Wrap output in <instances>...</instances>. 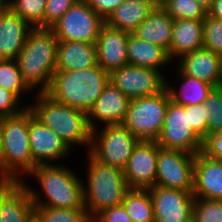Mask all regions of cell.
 <instances>
[{
    "mask_svg": "<svg viewBox=\"0 0 222 222\" xmlns=\"http://www.w3.org/2000/svg\"><path fill=\"white\" fill-rule=\"evenodd\" d=\"M192 193L194 198L222 200V160L196 153Z\"/></svg>",
    "mask_w": 222,
    "mask_h": 222,
    "instance_id": "cell-19",
    "label": "cell"
},
{
    "mask_svg": "<svg viewBox=\"0 0 222 222\" xmlns=\"http://www.w3.org/2000/svg\"><path fill=\"white\" fill-rule=\"evenodd\" d=\"M35 212L44 222H92L85 207L51 208L35 206Z\"/></svg>",
    "mask_w": 222,
    "mask_h": 222,
    "instance_id": "cell-30",
    "label": "cell"
},
{
    "mask_svg": "<svg viewBox=\"0 0 222 222\" xmlns=\"http://www.w3.org/2000/svg\"><path fill=\"white\" fill-rule=\"evenodd\" d=\"M139 141L123 124L108 125L92 131L89 153L102 164L124 170Z\"/></svg>",
    "mask_w": 222,
    "mask_h": 222,
    "instance_id": "cell-8",
    "label": "cell"
},
{
    "mask_svg": "<svg viewBox=\"0 0 222 222\" xmlns=\"http://www.w3.org/2000/svg\"><path fill=\"white\" fill-rule=\"evenodd\" d=\"M185 111H188L189 124L192 129L204 139L207 136V118L209 116L205 104L184 105Z\"/></svg>",
    "mask_w": 222,
    "mask_h": 222,
    "instance_id": "cell-36",
    "label": "cell"
},
{
    "mask_svg": "<svg viewBox=\"0 0 222 222\" xmlns=\"http://www.w3.org/2000/svg\"><path fill=\"white\" fill-rule=\"evenodd\" d=\"M87 180L83 184V201L86 212L92 220L104 209L120 205L130 189L123 170L102 164L88 151Z\"/></svg>",
    "mask_w": 222,
    "mask_h": 222,
    "instance_id": "cell-6",
    "label": "cell"
},
{
    "mask_svg": "<svg viewBox=\"0 0 222 222\" xmlns=\"http://www.w3.org/2000/svg\"><path fill=\"white\" fill-rule=\"evenodd\" d=\"M33 27L11 9L0 11V60L16 59Z\"/></svg>",
    "mask_w": 222,
    "mask_h": 222,
    "instance_id": "cell-21",
    "label": "cell"
},
{
    "mask_svg": "<svg viewBox=\"0 0 222 222\" xmlns=\"http://www.w3.org/2000/svg\"><path fill=\"white\" fill-rule=\"evenodd\" d=\"M92 222H132L122 204L113 206L99 212Z\"/></svg>",
    "mask_w": 222,
    "mask_h": 222,
    "instance_id": "cell-40",
    "label": "cell"
},
{
    "mask_svg": "<svg viewBox=\"0 0 222 222\" xmlns=\"http://www.w3.org/2000/svg\"><path fill=\"white\" fill-rule=\"evenodd\" d=\"M27 222H44L43 219L34 211Z\"/></svg>",
    "mask_w": 222,
    "mask_h": 222,
    "instance_id": "cell-45",
    "label": "cell"
},
{
    "mask_svg": "<svg viewBox=\"0 0 222 222\" xmlns=\"http://www.w3.org/2000/svg\"><path fill=\"white\" fill-rule=\"evenodd\" d=\"M128 64L139 67H147L162 70L169 63H173L168 55V51L163 47L139 39L129 33L127 40Z\"/></svg>",
    "mask_w": 222,
    "mask_h": 222,
    "instance_id": "cell-25",
    "label": "cell"
},
{
    "mask_svg": "<svg viewBox=\"0 0 222 222\" xmlns=\"http://www.w3.org/2000/svg\"><path fill=\"white\" fill-rule=\"evenodd\" d=\"M148 192L155 222H190L193 219L192 191L154 185Z\"/></svg>",
    "mask_w": 222,
    "mask_h": 222,
    "instance_id": "cell-13",
    "label": "cell"
},
{
    "mask_svg": "<svg viewBox=\"0 0 222 222\" xmlns=\"http://www.w3.org/2000/svg\"><path fill=\"white\" fill-rule=\"evenodd\" d=\"M156 142L165 149H177L196 154L202 150L203 139L189 124L188 111L170 99L163 128Z\"/></svg>",
    "mask_w": 222,
    "mask_h": 222,
    "instance_id": "cell-10",
    "label": "cell"
},
{
    "mask_svg": "<svg viewBox=\"0 0 222 222\" xmlns=\"http://www.w3.org/2000/svg\"><path fill=\"white\" fill-rule=\"evenodd\" d=\"M98 65L95 43L59 41L56 71L86 70Z\"/></svg>",
    "mask_w": 222,
    "mask_h": 222,
    "instance_id": "cell-23",
    "label": "cell"
},
{
    "mask_svg": "<svg viewBox=\"0 0 222 222\" xmlns=\"http://www.w3.org/2000/svg\"><path fill=\"white\" fill-rule=\"evenodd\" d=\"M155 8L147 0H124L105 20L112 28L133 32Z\"/></svg>",
    "mask_w": 222,
    "mask_h": 222,
    "instance_id": "cell-26",
    "label": "cell"
},
{
    "mask_svg": "<svg viewBox=\"0 0 222 222\" xmlns=\"http://www.w3.org/2000/svg\"><path fill=\"white\" fill-rule=\"evenodd\" d=\"M22 102V99H20L15 93L0 87V117L21 113L28 107V105H24L25 102L23 104Z\"/></svg>",
    "mask_w": 222,
    "mask_h": 222,
    "instance_id": "cell-37",
    "label": "cell"
},
{
    "mask_svg": "<svg viewBox=\"0 0 222 222\" xmlns=\"http://www.w3.org/2000/svg\"><path fill=\"white\" fill-rule=\"evenodd\" d=\"M29 146L35 167L58 164L59 159L62 161V158L72 154L68 145L53 130L37 119L30 108Z\"/></svg>",
    "mask_w": 222,
    "mask_h": 222,
    "instance_id": "cell-14",
    "label": "cell"
},
{
    "mask_svg": "<svg viewBox=\"0 0 222 222\" xmlns=\"http://www.w3.org/2000/svg\"><path fill=\"white\" fill-rule=\"evenodd\" d=\"M195 222H222V200L194 198Z\"/></svg>",
    "mask_w": 222,
    "mask_h": 222,
    "instance_id": "cell-33",
    "label": "cell"
},
{
    "mask_svg": "<svg viewBox=\"0 0 222 222\" xmlns=\"http://www.w3.org/2000/svg\"><path fill=\"white\" fill-rule=\"evenodd\" d=\"M1 132H0V177H2V143H1Z\"/></svg>",
    "mask_w": 222,
    "mask_h": 222,
    "instance_id": "cell-46",
    "label": "cell"
},
{
    "mask_svg": "<svg viewBox=\"0 0 222 222\" xmlns=\"http://www.w3.org/2000/svg\"><path fill=\"white\" fill-rule=\"evenodd\" d=\"M130 101V98L108 82L93 107L87 113L90 129L93 131L96 128H100L99 126L102 124L103 127L122 124Z\"/></svg>",
    "mask_w": 222,
    "mask_h": 222,
    "instance_id": "cell-16",
    "label": "cell"
},
{
    "mask_svg": "<svg viewBox=\"0 0 222 222\" xmlns=\"http://www.w3.org/2000/svg\"><path fill=\"white\" fill-rule=\"evenodd\" d=\"M175 63L178 64L175 66L188 76L214 87L222 86V57L213 51L198 49L181 56Z\"/></svg>",
    "mask_w": 222,
    "mask_h": 222,
    "instance_id": "cell-17",
    "label": "cell"
},
{
    "mask_svg": "<svg viewBox=\"0 0 222 222\" xmlns=\"http://www.w3.org/2000/svg\"><path fill=\"white\" fill-rule=\"evenodd\" d=\"M169 100L166 88L154 95L131 99L122 124L139 140L156 141L163 128Z\"/></svg>",
    "mask_w": 222,
    "mask_h": 222,
    "instance_id": "cell-7",
    "label": "cell"
},
{
    "mask_svg": "<svg viewBox=\"0 0 222 222\" xmlns=\"http://www.w3.org/2000/svg\"><path fill=\"white\" fill-rule=\"evenodd\" d=\"M132 222H155L152 200L148 189L130 188L121 203Z\"/></svg>",
    "mask_w": 222,
    "mask_h": 222,
    "instance_id": "cell-28",
    "label": "cell"
},
{
    "mask_svg": "<svg viewBox=\"0 0 222 222\" xmlns=\"http://www.w3.org/2000/svg\"><path fill=\"white\" fill-rule=\"evenodd\" d=\"M9 181L5 178L0 177V190L8 183Z\"/></svg>",
    "mask_w": 222,
    "mask_h": 222,
    "instance_id": "cell-48",
    "label": "cell"
},
{
    "mask_svg": "<svg viewBox=\"0 0 222 222\" xmlns=\"http://www.w3.org/2000/svg\"><path fill=\"white\" fill-rule=\"evenodd\" d=\"M58 42L50 28H33L15 59L23 81L36 93L50 88L56 71Z\"/></svg>",
    "mask_w": 222,
    "mask_h": 222,
    "instance_id": "cell-1",
    "label": "cell"
},
{
    "mask_svg": "<svg viewBox=\"0 0 222 222\" xmlns=\"http://www.w3.org/2000/svg\"><path fill=\"white\" fill-rule=\"evenodd\" d=\"M162 7L175 19H205L207 11L195 0H166Z\"/></svg>",
    "mask_w": 222,
    "mask_h": 222,
    "instance_id": "cell-32",
    "label": "cell"
},
{
    "mask_svg": "<svg viewBox=\"0 0 222 222\" xmlns=\"http://www.w3.org/2000/svg\"><path fill=\"white\" fill-rule=\"evenodd\" d=\"M2 178L22 182L34 169L29 146V107L21 113L0 117Z\"/></svg>",
    "mask_w": 222,
    "mask_h": 222,
    "instance_id": "cell-5",
    "label": "cell"
},
{
    "mask_svg": "<svg viewBox=\"0 0 222 222\" xmlns=\"http://www.w3.org/2000/svg\"><path fill=\"white\" fill-rule=\"evenodd\" d=\"M35 205L25 182L9 181L0 190V222H27Z\"/></svg>",
    "mask_w": 222,
    "mask_h": 222,
    "instance_id": "cell-20",
    "label": "cell"
},
{
    "mask_svg": "<svg viewBox=\"0 0 222 222\" xmlns=\"http://www.w3.org/2000/svg\"><path fill=\"white\" fill-rule=\"evenodd\" d=\"M46 0H13L11 10L33 28H44Z\"/></svg>",
    "mask_w": 222,
    "mask_h": 222,
    "instance_id": "cell-31",
    "label": "cell"
},
{
    "mask_svg": "<svg viewBox=\"0 0 222 222\" xmlns=\"http://www.w3.org/2000/svg\"><path fill=\"white\" fill-rule=\"evenodd\" d=\"M13 0H0V11H6L11 9Z\"/></svg>",
    "mask_w": 222,
    "mask_h": 222,
    "instance_id": "cell-43",
    "label": "cell"
},
{
    "mask_svg": "<svg viewBox=\"0 0 222 222\" xmlns=\"http://www.w3.org/2000/svg\"><path fill=\"white\" fill-rule=\"evenodd\" d=\"M199 3L206 11H208L211 7L213 0H195Z\"/></svg>",
    "mask_w": 222,
    "mask_h": 222,
    "instance_id": "cell-44",
    "label": "cell"
},
{
    "mask_svg": "<svg viewBox=\"0 0 222 222\" xmlns=\"http://www.w3.org/2000/svg\"><path fill=\"white\" fill-rule=\"evenodd\" d=\"M105 20L85 1L78 0L50 29L58 41L96 43Z\"/></svg>",
    "mask_w": 222,
    "mask_h": 222,
    "instance_id": "cell-9",
    "label": "cell"
},
{
    "mask_svg": "<svg viewBox=\"0 0 222 222\" xmlns=\"http://www.w3.org/2000/svg\"><path fill=\"white\" fill-rule=\"evenodd\" d=\"M196 154L158 145L155 185L193 191L194 160Z\"/></svg>",
    "mask_w": 222,
    "mask_h": 222,
    "instance_id": "cell-12",
    "label": "cell"
},
{
    "mask_svg": "<svg viewBox=\"0 0 222 222\" xmlns=\"http://www.w3.org/2000/svg\"><path fill=\"white\" fill-rule=\"evenodd\" d=\"M104 20L124 1V0H85Z\"/></svg>",
    "mask_w": 222,
    "mask_h": 222,
    "instance_id": "cell-41",
    "label": "cell"
},
{
    "mask_svg": "<svg viewBox=\"0 0 222 222\" xmlns=\"http://www.w3.org/2000/svg\"><path fill=\"white\" fill-rule=\"evenodd\" d=\"M129 33L109 27L106 23L101 27L95 44L98 65L106 72L110 73L128 64L127 40Z\"/></svg>",
    "mask_w": 222,
    "mask_h": 222,
    "instance_id": "cell-18",
    "label": "cell"
},
{
    "mask_svg": "<svg viewBox=\"0 0 222 222\" xmlns=\"http://www.w3.org/2000/svg\"><path fill=\"white\" fill-rule=\"evenodd\" d=\"M28 175L35 177L41 187L39 193V191L31 189L27 183L25 184L35 206L51 208L85 207L83 201L84 181L66 165H38ZM43 195L44 199L42 198Z\"/></svg>",
    "mask_w": 222,
    "mask_h": 222,
    "instance_id": "cell-2",
    "label": "cell"
},
{
    "mask_svg": "<svg viewBox=\"0 0 222 222\" xmlns=\"http://www.w3.org/2000/svg\"><path fill=\"white\" fill-rule=\"evenodd\" d=\"M108 82L109 73L100 65L86 70L55 71L45 93L58 103L88 113Z\"/></svg>",
    "mask_w": 222,
    "mask_h": 222,
    "instance_id": "cell-3",
    "label": "cell"
},
{
    "mask_svg": "<svg viewBox=\"0 0 222 222\" xmlns=\"http://www.w3.org/2000/svg\"><path fill=\"white\" fill-rule=\"evenodd\" d=\"M155 6H162L166 0H147Z\"/></svg>",
    "mask_w": 222,
    "mask_h": 222,
    "instance_id": "cell-47",
    "label": "cell"
},
{
    "mask_svg": "<svg viewBox=\"0 0 222 222\" xmlns=\"http://www.w3.org/2000/svg\"><path fill=\"white\" fill-rule=\"evenodd\" d=\"M78 0H46L44 28H50Z\"/></svg>",
    "mask_w": 222,
    "mask_h": 222,
    "instance_id": "cell-38",
    "label": "cell"
},
{
    "mask_svg": "<svg viewBox=\"0 0 222 222\" xmlns=\"http://www.w3.org/2000/svg\"><path fill=\"white\" fill-rule=\"evenodd\" d=\"M203 48L222 57V21L208 15L203 19Z\"/></svg>",
    "mask_w": 222,
    "mask_h": 222,
    "instance_id": "cell-35",
    "label": "cell"
},
{
    "mask_svg": "<svg viewBox=\"0 0 222 222\" xmlns=\"http://www.w3.org/2000/svg\"><path fill=\"white\" fill-rule=\"evenodd\" d=\"M201 152L212 159L222 160V130L210 133L203 139Z\"/></svg>",
    "mask_w": 222,
    "mask_h": 222,
    "instance_id": "cell-39",
    "label": "cell"
},
{
    "mask_svg": "<svg viewBox=\"0 0 222 222\" xmlns=\"http://www.w3.org/2000/svg\"><path fill=\"white\" fill-rule=\"evenodd\" d=\"M202 48L203 19H175L168 51L170 60L175 62V59Z\"/></svg>",
    "mask_w": 222,
    "mask_h": 222,
    "instance_id": "cell-22",
    "label": "cell"
},
{
    "mask_svg": "<svg viewBox=\"0 0 222 222\" xmlns=\"http://www.w3.org/2000/svg\"><path fill=\"white\" fill-rule=\"evenodd\" d=\"M35 103L28 105L34 116L53 130L72 150L74 145L91 146L92 130L87 113L54 101L44 93L35 95Z\"/></svg>",
    "mask_w": 222,
    "mask_h": 222,
    "instance_id": "cell-4",
    "label": "cell"
},
{
    "mask_svg": "<svg viewBox=\"0 0 222 222\" xmlns=\"http://www.w3.org/2000/svg\"><path fill=\"white\" fill-rule=\"evenodd\" d=\"M158 144L140 140L123 170L127 185L132 189H148L155 185Z\"/></svg>",
    "mask_w": 222,
    "mask_h": 222,
    "instance_id": "cell-15",
    "label": "cell"
},
{
    "mask_svg": "<svg viewBox=\"0 0 222 222\" xmlns=\"http://www.w3.org/2000/svg\"><path fill=\"white\" fill-rule=\"evenodd\" d=\"M207 15L222 21V0H213Z\"/></svg>",
    "mask_w": 222,
    "mask_h": 222,
    "instance_id": "cell-42",
    "label": "cell"
},
{
    "mask_svg": "<svg viewBox=\"0 0 222 222\" xmlns=\"http://www.w3.org/2000/svg\"><path fill=\"white\" fill-rule=\"evenodd\" d=\"M0 87L12 91L20 99L24 92V95L33 93L23 81L17 61L14 59L0 60Z\"/></svg>",
    "mask_w": 222,
    "mask_h": 222,
    "instance_id": "cell-29",
    "label": "cell"
},
{
    "mask_svg": "<svg viewBox=\"0 0 222 222\" xmlns=\"http://www.w3.org/2000/svg\"><path fill=\"white\" fill-rule=\"evenodd\" d=\"M166 79L160 70L130 64L109 73V82L130 99L160 93Z\"/></svg>",
    "mask_w": 222,
    "mask_h": 222,
    "instance_id": "cell-11",
    "label": "cell"
},
{
    "mask_svg": "<svg viewBox=\"0 0 222 222\" xmlns=\"http://www.w3.org/2000/svg\"><path fill=\"white\" fill-rule=\"evenodd\" d=\"M204 104L209 114L207 135L222 130V86L214 87Z\"/></svg>",
    "mask_w": 222,
    "mask_h": 222,
    "instance_id": "cell-34",
    "label": "cell"
},
{
    "mask_svg": "<svg viewBox=\"0 0 222 222\" xmlns=\"http://www.w3.org/2000/svg\"><path fill=\"white\" fill-rule=\"evenodd\" d=\"M173 21L162 6H155L148 17L131 33L139 39L154 43L169 51Z\"/></svg>",
    "mask_w": 222,
    "mask_h": 222,
    "instance_id": "cell-24",
    "label": "cell"
},
{
    "mask_svg": "<svg viewBox=\"0 0 222 222\" xmlns=\"http://www.w3.org/2000/svg\"><path fill=\"white\" fill-rule=\"evenodd\" d=\"M176 73L180 76L178 79L180 78L182 81L181 85L178 87L180 90L170 86L171 84L166 80V89L172 101L184 106L202 104L207 100L214 86L188 76L182 73L178 68Z\"/></svg>",
    "mask_w": 222,
    "mask_h": 222,
    "instance_id": "cell-27",
    "label": "cell"
}]
</instances>
